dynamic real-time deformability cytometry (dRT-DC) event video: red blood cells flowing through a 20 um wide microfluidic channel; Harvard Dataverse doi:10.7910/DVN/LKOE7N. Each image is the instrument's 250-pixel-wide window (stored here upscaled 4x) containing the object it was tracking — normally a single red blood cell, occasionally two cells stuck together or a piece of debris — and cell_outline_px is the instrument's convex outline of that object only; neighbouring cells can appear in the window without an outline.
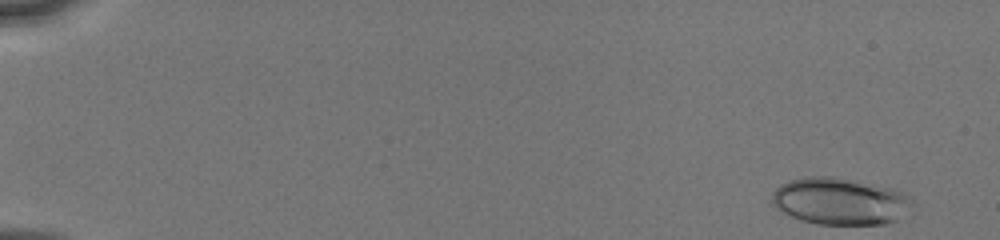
{"species": "human", "species_latin": "Homo sapiens", "temperature_condition": "cold", "stored_images_in_passage": 45, "camera_frame_rate_fps": 3000, "um_per_image_px": 0.085, "donor": {"sex": "male"}, "frame": {"image": 1, "passage_image": 1, "time_ms": 0.0, "image_size_px": [1000, 240], "cell_outline_px": [[916, 204], [896, 220], [884, 224], [816, 224], [800, 220], [776, 208], [772, 204], [772, 192], [780, 184], [788, 180], [804, 176], [832, 176], [892, 188], [904, 192], [912, 196]], "centroid_in_image_um": [71.42, 17.09], "position_along_channel_um": 13.6, "area_um2": 38.73}}
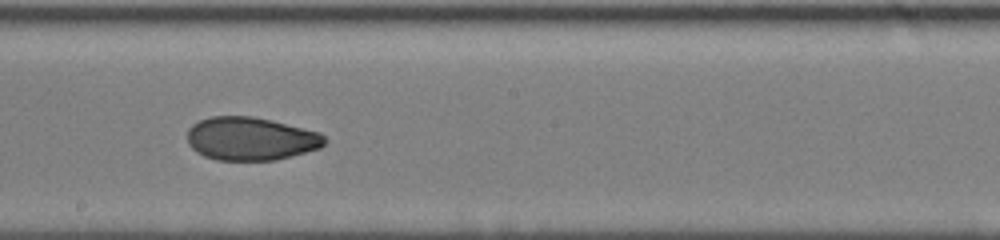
{"frame": {"image": 2, "passage_image": 29, "time_ms": 9.333, "image_size_px": [1000, 240], "cell_outline_px": [[328, 140], [320, 148], [292, 156], [276, 160], [216, 160], [204, 156], [196, 152], [188, 144], [188, 128], [192, 124], [200, 120], [212, 116], [252, 116], [272, 120], [320, 132]], "centroid_in_image_um": [21.32, 11.79], "position_along_channel_um": 226.9, "area_um2": 34.8}}
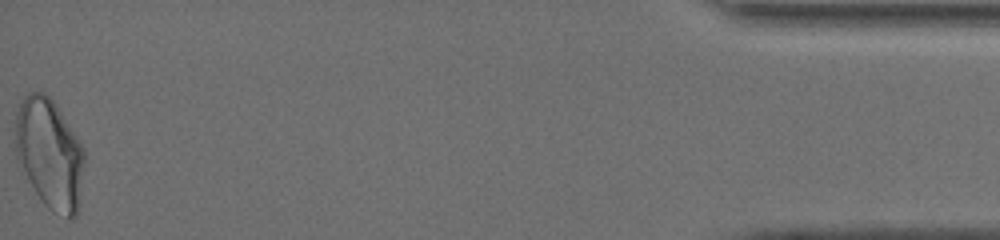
{"frame": {"image": 3, "passage_image": 45, "time_ms": 16.333, "image_size_px": [1000, 240], "cell_outline_px": [[84, 164], [80, 204], [76, 216], [72, 220], [68, 220], [52, 212], [44, 204], [36, 192], [16, 156], [16, 112], [24, 96], [28, 92], [44, 92], [56, 104], [80, 140], [84, 148]], "centroid_in_image_um": [4.26, 13.09], "position_along_channel_um": 430.9, "area_um2": 44.45}, "authors_computed_cell_mechanics": {"area_um2": 35.6626, "velocity_mm_per_s": 4.0691, "shape_relaxation_time_tau1_ms": 7.5866, "shape_relaxation_time_tau2_ms": 1.9237, "deformation_change_tau1": 0.1602, "deformation_change_tau2": 0.0649}}